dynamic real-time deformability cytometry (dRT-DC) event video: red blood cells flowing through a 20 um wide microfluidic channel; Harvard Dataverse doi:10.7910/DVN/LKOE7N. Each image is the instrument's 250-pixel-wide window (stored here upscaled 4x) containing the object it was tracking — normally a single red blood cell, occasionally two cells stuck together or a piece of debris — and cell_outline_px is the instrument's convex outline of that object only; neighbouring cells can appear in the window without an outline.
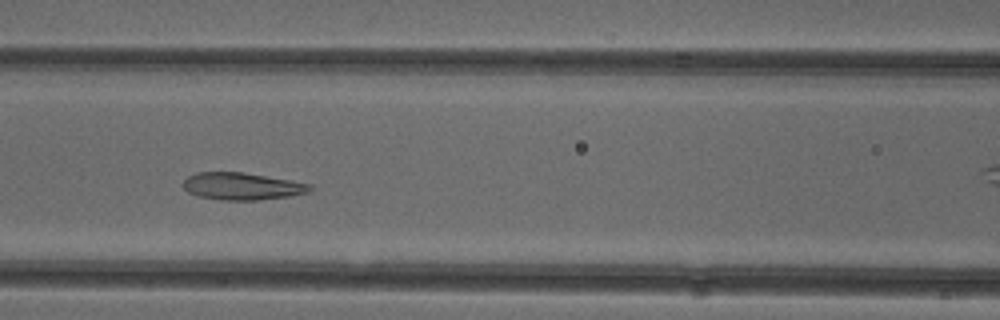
{"species": "common noctule bat (a hibernating species)", "species_latin": "Nyctalus noctula", "temperature_condition": "cold", "stored_images_in_passage": 38, "camera_frame_rate_fps": 3000, "um_per_image_px": 0.085, "animal": {"sex": "female"}, "frame": {"image": 1, "passage_image": 7, "time_ms": 2.0, "image_size_px": [1000, 320], "cell_outline_px": [[312, 188], [308, 192], [288, 196], [260, 200], [220, 200], [200, 196], [188, 192], [184, 188], [184, 180], [188, 176], [196, 172], [244, 172], [312, 184]], "centroid_in_image_um": [20.57, 15.83], "position_along_channel_um": 146.0, "area_um2": 20.0}}
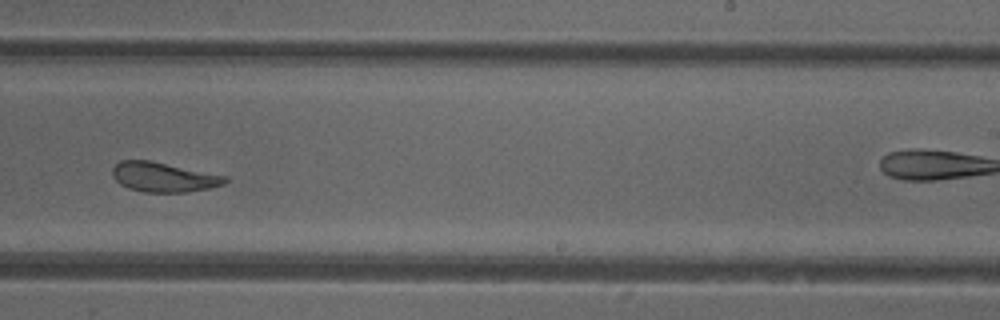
{"frame": {"image": 2, "passage_image": 17, "time_ms": 5.333, "image_size_px": [1000, 320], "cell_outline_px": [[228, 180], [224, 184], [212, 188], [188, 192], [144, 192], [128, 188], [120, 184], [112, 176], [112, 168], [120, 160], [152, 160], [228, 176]], "centroid_in_image_um": [13.93, 15.05], "position_along_channel_um": 275.1, "area_um2": 19.77}}
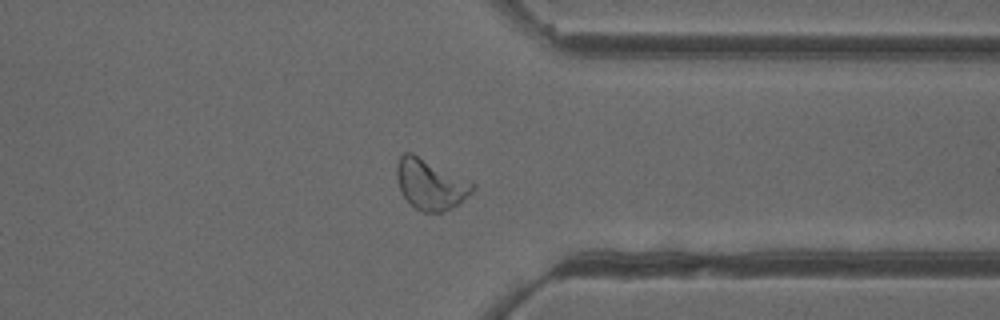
{"frame": {"image": 3, "passage_image": 25, "time_ms": 8.0, "image_size_px": [1000, 320], "cell_outline_px": [[476, 188], [472, 192], [452, 208], [440, 212], [424, 212], [416, 208], [404, 196], [400, 188], [396, 176], [396, 164], [400, 156], [404, 152], [412, 152], [472, 180], [476, 184]], "centroid_in_image_um": [36.62, 15.62], "position_along_channel_um": 374.8, "area_um2": 22.48}, "authors_computed_cell_mechanics": {"area_um2": 20.9236, "velocity_mm_per_s": 3.8829, "shape_relaxation_time_tau1_ms": 5.5871, "shape_relaxation_time_tau2_ms": 1.6455, "deformation_change_tau1": 0.126, "deformation_change_tau2": 0.0727}}